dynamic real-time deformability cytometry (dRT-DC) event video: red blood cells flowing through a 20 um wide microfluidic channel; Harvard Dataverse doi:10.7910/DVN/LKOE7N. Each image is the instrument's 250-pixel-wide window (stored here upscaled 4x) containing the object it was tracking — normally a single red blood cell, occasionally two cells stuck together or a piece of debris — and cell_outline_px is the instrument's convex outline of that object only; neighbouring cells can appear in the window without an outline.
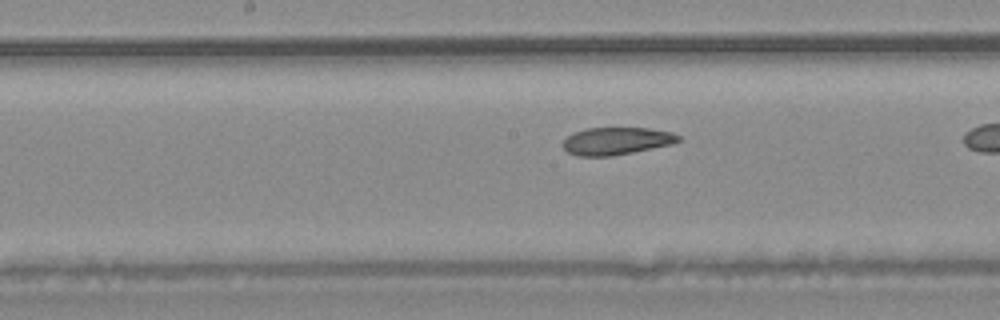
{"species": "common noctule bat (a hibernating species)", "species_latin": "Nyctalus noctula", "temperature_condition": "warm", "stored_images_in_passage": 17, "camera_frame_rate_fps": 3000, "um_per_image_px": 0.085, "animal": {"sex": "male", "body_mass_g": 20.4}, "frame": {"image": 1, "passage_image": 6, "time_ms": 1.667, "image_size_px": [1000, 320], "cell_outline_px": [[680, 140], [672, 144], [612, 156], [576, 156], [568, 152], [564, 148], [564, 140], [572, 132], [588, 128], [648, 128], [672, 132], [680, 136]], "centroid_in_image_um": [52.39, 11.98], "position_along_channel_um": 195.8, "area_um2": 18.38}}